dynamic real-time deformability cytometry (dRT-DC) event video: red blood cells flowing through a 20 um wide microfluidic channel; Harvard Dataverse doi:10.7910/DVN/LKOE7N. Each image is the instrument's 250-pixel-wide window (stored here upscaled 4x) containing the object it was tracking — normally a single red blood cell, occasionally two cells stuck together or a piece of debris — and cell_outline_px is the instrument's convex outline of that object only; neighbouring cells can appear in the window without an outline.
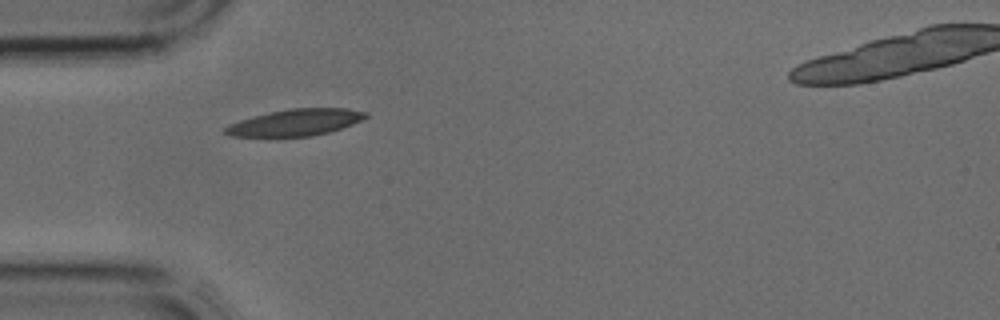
{"species": "common noctule bat (a hibernating species)", "species_latin": "Nyctalus noctula", "temperature_condition": "cold", "stored_images_in_passage": 1, "camera_frame_rate_fps": 3000, "um_per_image_px": 0.085, "animal": {"sex": "male", "body_mass_g": 17.9, "forearm_length_mm": 54.2}, "frame": {"image": 1, "passage_image": 1, "time_ms": 0.0, "image_size_px": [1000, 320], "cell_outline_px": [[368, 116], [352, 124], [328, 132], [312, 136], [228, 136], [220, 132], [228, 124], [240, 120], [272, 112], [292, 108], [348, 108], [368, 112]], "centroid_in_image_um": [25.09, 10.41], "position_along_channel_um": 59.9, "area_um2": 21.56}}